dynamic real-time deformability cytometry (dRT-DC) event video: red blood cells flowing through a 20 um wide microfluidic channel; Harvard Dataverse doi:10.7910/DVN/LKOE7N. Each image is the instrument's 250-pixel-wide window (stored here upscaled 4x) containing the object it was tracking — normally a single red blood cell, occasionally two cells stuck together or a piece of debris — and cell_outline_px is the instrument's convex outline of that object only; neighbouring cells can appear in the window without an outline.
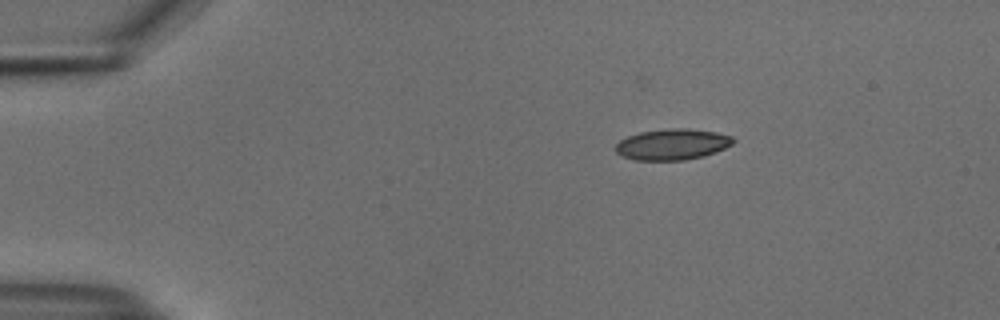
{"species": "common noctule bat (a hibernating species)", "species_latin": "Nyctalus noctula", "temperature_condition": "cold", "stored_images_in_passage": 35, "camera_frame_rate_fps": 3000, "um_per_image_px": 0.085, "animal": {"sex": "male", "body_mass_g": 18.8}, "frame": {"image": 1, "passage_image": 1, "time_ms": 0.0, "image_size_px": [1000, 320], "cell_outline_px": [[736, 140], [732, 144], [716, 152], [704, 156], [684, 160], [636, 160], [620, 156], [616, 152], [616, 144], [620, 140], [628, 136], [640, 132], [668, 128], [688, 128], [716, 132], [732, 136]], "centroid_in_image_um": [57.15, 12.27], "position_along_channel_um": 27.8, "area_um2": 21.33}}
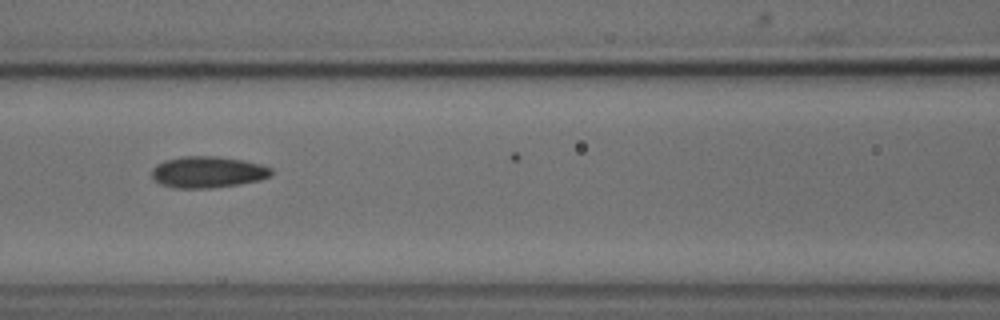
{"frame": {"image": 2, "passage_image": 16, "time_ms": 5.0, "image_size_px": [1000, 320], "cell_outline_px": [[272, 176], [260, 180], [240, 184], [212, 188], [172, 188], [160, 184], [152, 180], [152, 168], [156, 164], [164, 160], [184, 156], [216, 156], [244, 160], [260, 164], [272, 168]], "centroid_in_image_um": [17.64, 14.63], "position_along_channel_um": 149.0, "area_um2": 22.2}}
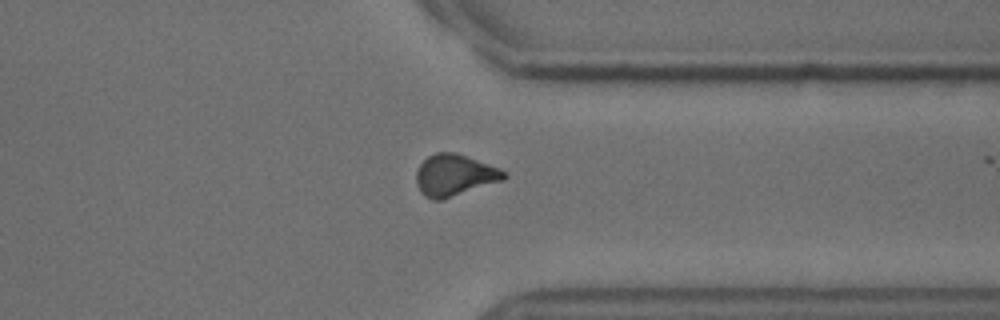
{"frame": {"image": 3, "passage_image": 34, "time_ms": 11.0, "image_size_px": [1000, 320], "cell_outline_px": [[508, 176], [504, 180], [440, 200], [432, 200], [424, 196], [420, 192], [416, 184], [416, 172], [420, 164], [428, 156], [436, 152], [456, 152], [500, 168], [508, 172]], "centroid_in_image_um": [38.64, 14.89], "position_along_channel_um": 372.8, "area_um2": 21.39}}